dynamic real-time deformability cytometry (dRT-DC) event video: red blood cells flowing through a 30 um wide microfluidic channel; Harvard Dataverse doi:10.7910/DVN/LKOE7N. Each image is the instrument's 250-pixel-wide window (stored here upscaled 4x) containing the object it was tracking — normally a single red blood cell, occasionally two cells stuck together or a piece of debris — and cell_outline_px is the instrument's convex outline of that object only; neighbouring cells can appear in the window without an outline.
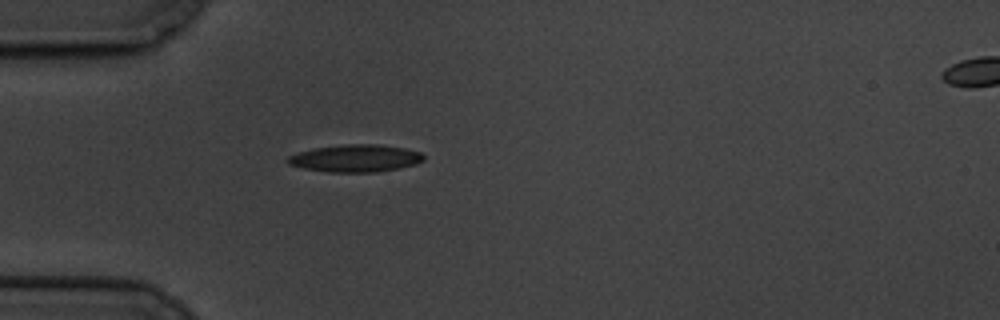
{"species": "common noctule bat (a hibernating species)", "species_latin": "Nyctalus noctula", "temperature_condition": "cold", "stored_images_in_passage": 4, "segment_of_instrument_passage": [1, 2], "camera_frame_rate_fps": 3000, "um_per_image_px": 0.085, "animal": {"sex": "male", "body_mass_g": 19.5, "forearm_length_mm": 54.6}, "frame": {"image": 1, "passage_image": 3, "time_ms": 2.333, "image_size_px": [1000, 320], "cell_outline_px": [[424, 160], [416, 164], [376, 172], [328, 172], [304, 168], [288, 164], [284, 160], [288, 156], [296, 152], [312, 148], [344, 144], [380, 144], [404, 148], [420, 152], [424, 156]], "centroid_in_image_um": [30.16, 13.44], "position_along_channel_um": 54.8, "area_um2": 21.79}}